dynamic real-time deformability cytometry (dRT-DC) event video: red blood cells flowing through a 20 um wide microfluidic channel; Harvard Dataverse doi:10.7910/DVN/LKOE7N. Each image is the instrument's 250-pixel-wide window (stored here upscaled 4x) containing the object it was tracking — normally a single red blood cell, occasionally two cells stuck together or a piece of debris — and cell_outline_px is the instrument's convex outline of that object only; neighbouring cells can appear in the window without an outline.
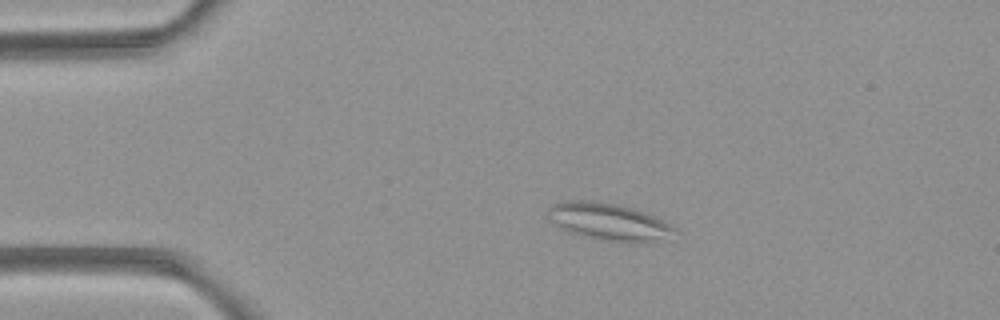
{"species": "common noctule bat (a hibernating species)", "species_latin": "Nyctalus noctula", "temperature_condition": "room temperature", "stored_images_in_passage": 3, "camera_frame_rate_fps": 3000, "um_per_image_px": 0.085, "animal": {"sex": "female", "body_mass_g": 21.9}, "frame": {"image": 1, "passage_image": 2, "time_ms": 1.333, "image_size_px": [1000, 320], "cell_outline_px": [[676, 228], [652, 240], [636, 244], [600, 240], [580, 236], [568, 232], [548, 220], [548, 208], [552, 204], [564, 200], [588, 200], [616, 204], [632, 208], [664, 220]], "centroid_in_image_um": [51.59, 18.83], "position_along_channel_um": 33.4, "area_um2": 27.11}}